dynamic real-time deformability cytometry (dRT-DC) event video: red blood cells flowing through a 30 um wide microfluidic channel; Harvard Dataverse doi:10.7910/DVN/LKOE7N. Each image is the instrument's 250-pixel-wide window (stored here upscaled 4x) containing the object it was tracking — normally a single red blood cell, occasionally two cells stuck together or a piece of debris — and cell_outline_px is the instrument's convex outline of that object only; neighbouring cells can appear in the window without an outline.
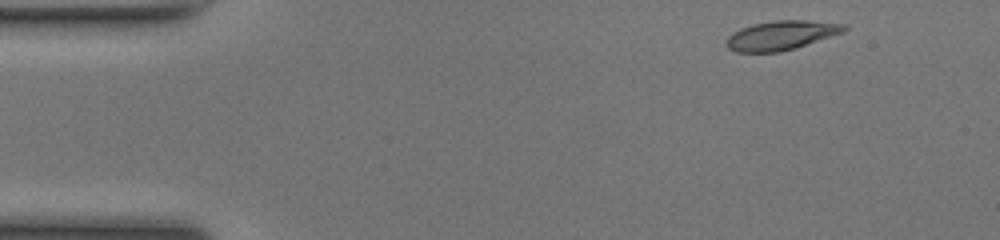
{"species": "common noctule bat (a hibernating species)", "species_latin": "Nyctalus noctula", "temperature_condition": "room temperature", "stored_images_in_passage": 45, "camera_frame_rate_fps": 3000, "um_per_image_px": 0.085, "animal": {"sex": "female", "body_mass_g": 17.0, "forearm_length_mm": 48.0}, "frame": {"image": 1, "passage_image": 1, "time_ms": 0.0, "image_size_px": [1000, 240], "cell_outline_px": [[848, 28], [844, 32], [796, 48], [780, 52], [736, 52], [728, 48], [724, 44], [728, 36], [732, 32], [740, 28], [752, 24], [772, 20], [804, 20], [844, 24]], "centroid_in_image_um": [66.36, 3.0], "position_along_channel_um": 18.6, "area_um2": 20.23}}
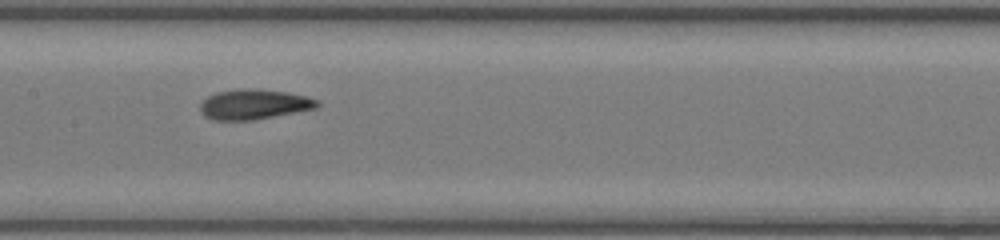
{"frame": {"image": 2, "passage_image": 20, "time_ms": 6.333, "image_size_px": [1000, 240], "cell_outline_px": [[320, 104], [316, 108], [256, 120], [212, 120], [204, 116], [200, 108], [200, 104], [208, 96], [216, 92], [240, 88], [252, 88], [288, 92], [320, 100]], "centroid_in_image_um": [21.59, 8.87], "position_along_channel_um": 185.8, "area_um2": 20.63}}
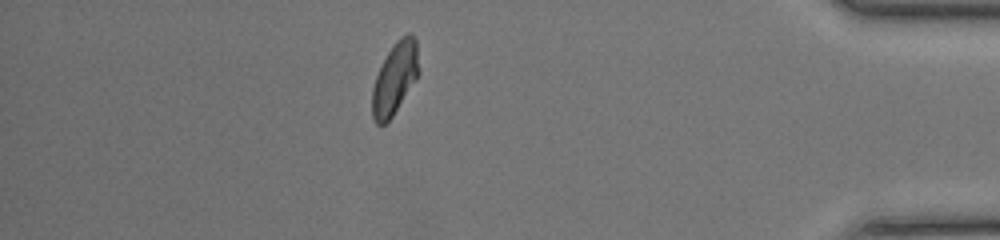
{"frame": {"image": 3, "passage_image": 39, "time_ms": 12.667, "image_size_px": [1000, 240], "cell_outline_px": [[420, 72], [416, 80], [392, 116], [384, 124], [376, 124], [372, 116], [372, 88], [376, 76], [388, 52], [396, 40], [400, 36], [408, 32], [412, 32], [416, 40], [420, 68]], "centroid_in_image_um": [33.59, 6.62], "position_along_channel_um": 401.6, "area_um2": 19.59}, "authors_computed_cell_mechanics": {"area_um2": 19.7676, "velocity_mm_per_s": 4.1438, "shape_relaxation_time_tau1_ms": 5.9025, "shape_relaxation_time_tau2_ms": 1.6733, "deformation_change_tau1": 0.1701, "deformation_change_tau2": 0.0657}}